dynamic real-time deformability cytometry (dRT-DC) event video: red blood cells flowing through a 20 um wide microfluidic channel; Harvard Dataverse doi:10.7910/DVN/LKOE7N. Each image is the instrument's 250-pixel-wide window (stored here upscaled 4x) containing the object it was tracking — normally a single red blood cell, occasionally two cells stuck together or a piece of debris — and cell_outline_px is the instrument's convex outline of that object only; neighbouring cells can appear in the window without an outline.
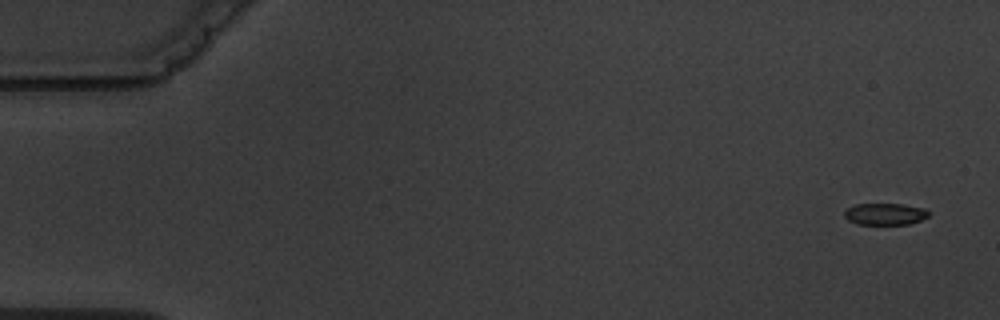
{"species": "common noctule bat (a hibernating species)", "species_latin": "Nyctalus noctula", "temperature_condition": "warm", "stored_images_in_passage": 6, "camera_frame_rate_fps": 3000, "um_per_image_px": 0.085, "animal": {"sex": "male", "body_mass_g": 19.5, "forearm_length_mm": 54.6}, "frame": {"image": 1, "passage_image": 1, "time_ms": 0.0, "image_size_px": [1000, 320], "cell_outline_px": [[928, 216], [920, 220], [908, 224], [856, 224], [848, 220], [844, 216], [844, 212], [848, 208], [856, 204], [900, 204], [924, 208], [928, 212]], "centroid_in_image_um": [75.2, 18.19], "position_along_channel_um": 9.8, "area_um2": 10.52}}
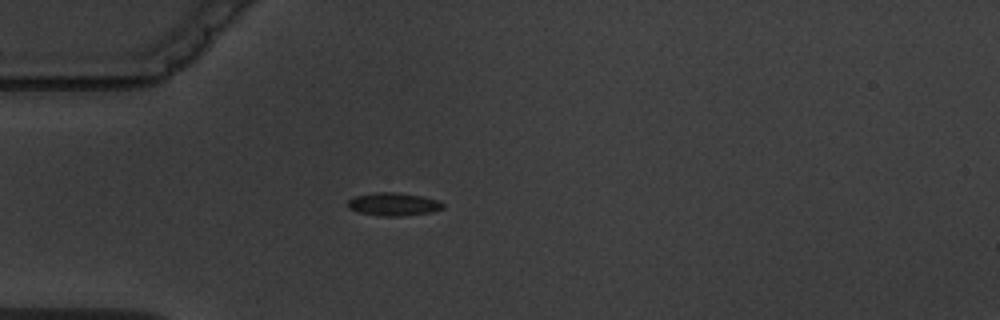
{"frame": {"image": 2, "passage_image": 5, "time_ms": 4.667, "image_size_px": [1000, 320], "cell_outline_px": [[444, 208], [432, 212], [400, 216], [380, 216], [360, 212], [348, 208], [348, 200], [356, 196], [372, 192], [396, 192], [420, 196], [440, 200], [444, 204]], "centroid_in_image_um": [33.47, 17.35], "position_along_channel_um": 51.5, "area_um2": 12.77}}